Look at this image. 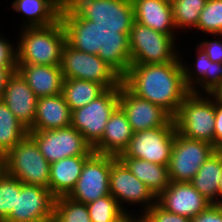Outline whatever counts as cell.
Instances as JSON below:
<instances>
[{
    "label": "cell",
    "mask_w": 222,
    "mask_h": 222,
    "mask_svg": "<svg viewBox=\"0 0 222 222\" xmlns=\"http://www.w3.org/2000/svg\"><path fill=\"white\" fill-rule=\"evenodd\" d=\"M64 3L79 17L99 27L122 28L130 35L135 22L132 0H64Z\"/></svg>",
    "instance_id": "8992f818"
},
{
    "label": "cell",
    "mask_w": 222,
    "mask_h": 222,
    "mask_svg": "<svg viewBox=\"0 0 222 222\" xmlns=\"http://www.w3.org/2000/svg\"><path fill=\"white\" fill-rule=\"evenodd\" d=\"M4 171L23 184L49 189L50 163L29 135L4 156Z\"/></svg>",
    "instance_id": "5b68a950"
},
{
    "label": "cell",
    "mask_w": 222,
    "mask_h": 222,
    "mask_svg": "<svg viewBox=\"0 0 222 222\" xmlns=\"http://www.w3.org/2000/svg\"><path fill=\"white\" fill-rule=\"evenodd\" d=\"M15 69L38 98L62 93L64 77L60 65L15 64Z\"/></svg>",
    "instance_id": "ffe728a7"
},
{
    "label": "cell",
    "mask_w": 222,
    "mask_h": 222,
    "mask_svg": "<svg viewBox=\"0 0 222 222\" xmlns=\"http://www.w3.org/2000/svg\"><path fill=\"white\" fill-rule=\"evenodd\" d=\"M106 88L98 83L82 79H64L62 94L71 112L99 97Z\"/></svg>",
    "instance_id": "83f0119b"
},
{
    "label": "cell",
    "mask_w": 222,
    "mask_h": 222,
    "mask_svg": "<svg viewBox=\"0 0 222 222\" xmlns=\"http://www.w3.org/2000/svg\"><path fill=\"white\" fill-rule=\"evenodd\" d=\"M60 69L64 79L98 82L106 89L122 84V77L98 55L78 51L67 43L63 46Z\"/></svg>",
    "instance_id": "ba28073f"
},
{
    "label": "cell",
    "mask_w": 222,
    "mask_h": 222,
    "mask_svg": "<svg viewBox=\"0 0 222 222\" xmlns=\"http://www.w3.org/2000/svg\"><path fill=\"white\" fill-rule=\"evenodd\" d=\"M14 70L15 67H7L2 72H0V99L6 87L7 80Z\"/></svg>",
    "instance_id": "ab89813d"
},
{
    "label": "cell",
    "mask_w": 222,
    "mask_h": 222,
    "mask_svg": "<svg viewBox=\"0 0 222 222\" xmlns=\"http://www.w3.org/2000/svg\"><path fill=\"white\" fill-rule=\"evenodd\" d=\"M110 170L111 155L93 153L85 161L80 177L67 197L89 204L98 198L110 195Z\"/></svg>",
    "instance_id": "5bb4252c"
},
{
    "label": "cell",
    "mask_w": 222,
    "mask_h": 222,
    "mask_svg": "<svg viewBox=\"0 0 222 222\" xmlns=\"http://www.w3.org/2000/svg\"><path fill=\"white\" fill-rule=\"evenodd\" d=\"M130 212L131 213H127L124 217H122L117 222H143L141 216H139L140 213H138V215H136L137 213H135V215H134V213L132 211H130Z\"/></svg>",
    "instance_id": "60d3db41"
},
{
    "label": "cell",
    "mask_w": 222,
    "mask_h": 222,
    "mask_svg": "<svg viewBox=\"0 0 222 222\" xmlns=\"http://www.w3.org/2000/svg\"><path fill=\"white\" fill-rule=\"evenodd\" d=\"M175 37L134 22L129 35L131 64L173 62L181 51L175 48Z\"/></svg>",
    "instance_id": "52a82bcc"
},
{
    "label": "cell",
    "mask_w": 222,
    "mask_h": 222,
    "mask_svg": "<svg viewBox=\"0 0 222 222\" xmlns=\"http://www.w3.org/2000/svg\"><path fill=\"white\" fill-rule=\"evenodd\" d=\"M119 106V87L106 89L86 106L72 111L71 126L93 148L102 138L110 115Z\"/></svg>",
    "instance_id": "9c48e42d"
},
{
    "label": "cell",
    "mask_w": 222,
    "mask_h": 222,
    "mask_svg": "<svg viewBox=\"0 0 222 222\" xmlns=\"http://www.w3.org/2000/svg\"><path fill=\"white\" fill-rule=\"evenodd\" d=\"M213 95L220 101H222V84L213 92Z\"/></svg>",
    "instance_id": "b9f144b4"
},
{
    "label": "cell",
    "mask_w": 222,
    "mask_h": 222,
    "mask_svg": "<svg viewBox=\"0 0 222 222\" xmlns=\"http://www.w3.org/2000/svg\"><path fill=\"white\" fill-rule=\"evenodd\" d=\"M118 158L147 186L156 198L169 186L168 165H160L131 157Z\"/></svg>",
    "instance_id": "484cf974"
},
{
    "label": "cell",
    "mask_w": 222,
    "mask_h": 222,
    "mask_svg": "<svg viewBox=\"0 0 222 222\" xmlns=\"http://www.w3.org/2000/svg\"><path fill=\"white\" fill-rule=\"evenodd\" d=\"M119 107L126 114L133 133L162 127L172 118L160 106L137 97L123 83L119 87Z\"/></svg>",
    "instance_id": "2e32d148"
},
{
    "label": "cell",
    "mask_w": 222,
    "mask_h": 222,
    "mask_svg": "<svg viewBox=\"0 0 222 222\" xmlns=\"http://www.w3.org/2000/svg\"><path fill=\"white\" fill-rule=\"evenodd\" d=\"M162 1H165V2H167L169 4H172L174 0H162Z\"/></svg>",
    "instance_id": "f6af8a7d"
},
{
    "label": "cell",
    "mask_w": 222,
    "mask_h": 222,
    "mask_svg": "<svg viewBox=\"0 0 222 222\" xmlns=\"http://www.w3.org/2000/svg\"><path fill=\"white\" fill-rule=\"evenodd\" d=\"M173 120L176 132L182 136L214 146L215 96L213 94L190 92L180 104Z\"/></svg>",
    "instance_id": "277c9868"
},
{
    "label": "cell",
    "mask_w": 222,
    "mask_h": 222,
    "mask_svg": "<svg viewBox=\"0 0 222 222\" xmlns=\"http://www.w3.org/2000/svg\"><path fill=\"white\" fill-rule=\"evenodd\" d=\"M15 45V64L60 65L66 34L57 21L46 27L21 28Z\"/></svg>",
    "instance_id": "3957f363"
},
{
    "label": "cell",
    "mask_w": 222,
    "mask_h": 222,
    "mask_svg": "<svg viewBox=\"0 0 222 222\" xmlns=\"http://www.w3.org/2000/svg\"><path fill=\"white\" fill-rule=\"evenodd\" d=\"M214 147L222 150V101L215 97Z\"/></svg>",
    "instance_id": "f35d334b"
},
{
    "label": "cell",
    "mask_w": 222,
    "mask_h": 222,
    "mask_svg": "<svg viewBox=\"0 0 222 222\" xmlns=\"http://www.w3.org/2000/svg\"><path fill=\"white\" fill-rule=\"evenodd\" d=\"M39 151L51 164L66 157L91 156L94 151L74 127L28 132Z\"/></svg>",
    "instance_id": "8fae6325"
},
{
    "label": "cell",
    "mask_w": 222,
    "mask_h": 222,
    "mask_svg": "<svg viewBox=\"0 0 222 222\" xmlns=\"http://www.w3.org/2000/svg\"><path fill=\"white\" fill-rule=\"evenodd\" d=\"M89 157H66L50 164L49 190L55 198L68 196L71 193Z\"/></svg>",
    "instance_id": "d4e9b609"
},
{
    "label": "cell",
    "mask_w": 222,
    "mask_h": 222,
    "mask_svg": "<svg viewBox=\"0 0 222 222\" xmlns=\"http://www.w3.org/2000/svg\"><path fill=\"white\" fill-rule=\"evenodd\" d=\"M64 0H14L12 8L23 14L21 27H46L60 20Z\"/></svg>",
    "instance_id": "cb8c5ba5"
},
{
    "label": "cell",
    "mask_w": 222,
    "mask_h": 222,
    "mask_svg": "<svg viewBox=\"0 0 222 222\" xmlns=\"http://www.w3.org/2000/svg\"><path fill=\"white\" fill-rule=\"evenodd\" d=\"M216 150L209 143L188 139L176 132L168 164L170 182H190Z\"/></svg>",
    "instance_id": "7c38bea8"
},
{
    "label": "cell",
    "mask_w": 222,
    "mask_h": 222,
    "mask_svg": "<svg viewBox=\"0 0 222 222\" xmlns=\"http://www.w3.org/2000/svg\"><path fill=\"white\" fill-rule=\"evenodd\" d=\"M55 197L48 188L22 183L15 208L3 222H48L53 220Z\"/></svg>",
    "instance_id": "9a60e30c"
},
{
    "label": "cell",
    "mask_w": 222,
    "mask_h": 222,
    "mask_svg": "<svg viewBox=\"0 0 222 222\" xmlns=\"http://www.w3.org/2000/svg\"><path fill=\"white\" fill-rule=\"evenodd\" d=\"M222 176V150H216L202 164L190 183L212 204H219L218 184Z\"/></svg>",
    "instance_id": "4316f807"
},
{
    "label": "cell",
    "mask_w": 222,
    "mask_h": 222,
    "mask_svg": "<svg viewBox=\"0 0 222 222\" xmlns=\"http://www.w3.org/2000/svg\"><path fill=\"white\" fill-rule=\"evenodd\" d=\"M191 222H222V204H210L194 218H191Z\"/></svg>",
    "instance_id": "74e56055"
},
{
    "label": "cell",
    "mask_w": 222,
    "mask_h": 222,
    "mask_svg": "<svg viewBox=\"0 0 222 222\" xmlns=\"http://www.w3.org/2000/svg\"><path fill=\"white\" fill-rule=\"evenodd\" d=\"M4 171V160H0V175Z\"/></svg>",
    "instance_id": "ee69618b"
},
{
    "label": "cell",
    "mask_w": 222,
    "mask_h": 222,
    "mask_svg": "<svg viewBox=\"0 0 222 222\" xmlns=\"http://www.w3.org/2000/svg\"><path fill=\"white\" fill-rule=\"evenodd\" d=\"M28 135V129L0 99V152L5 156Z\"/></svg>",
    "instance_id": "f1b7e54d"
},
{
    "label": "cell",
    "mask_w": 222,
    "mask_h": 222,
    "mask_svg": "<svg viewBox=\"0 0 222 222\" xmlns=\"http://www.w3.org/2000/svg\"><path fill=\"white\" fill-rule=\"evenodd\" d=\"M122 83L137 97L160 106L172 118L190 93L180 55L168 63L131 64Z\"/></svg>",
    "instance_id": "7a4b0ae2"
},
{
    "label": "cell",
    "mask_w": 222,
    "mask_h": 222,
    "mask_svg": "<svg viewBox=\"0 0 222 222\" xmlns=\"http://www.w3.org/2000/svg\"><path fill=\"white\" fill-rule=\"evenodd\" d=\"M195 29L212 36L222 35V0H207Z\"/></svg>",
    "instance_id": "d6a6232c"
},
{
    "label": "cell",
    "mask_w": 222,
    "mask_h": 222,
    "mask_svg": "<svg viewBox=\"0 0 222 222\" xmlns=\"http://www.w3.org/2000/svg\"><path fill=\"white\" fill-rule=\"evenodd\" d=\"M71 110L63 94L39 97L32 128L28 132L60 129L71 125Z\"/></svg>",
    "instance_id": "44dd1931"
},
{
    "label": "cell",
    "mask_w": 222,
    "mask_h": 222,
    "mask_svg": "<svg viewBox=\"0 0 222 222\" xmlns=\"http://www.w3.org/2000/svg\"><path fill=\"white\" fill-rule=\"evenodd\" d=\"M132 3L135 22L163 34L178 35L174 32L177 30L173 21L171 4L162 0H132Z\"/></svg>",
    "instance_id": "603a6c76"
},
{
    "label": "cell",
    "mask_w": 222,
    "mask_h": 222,
    "mask_svg": "<svg viewBox=\"0 0 222 222\" xmlns=\"http://www.w3.org/2000/svg\"><path fill=\"white\" fill-rule=\"evenodd\" d=\"M214 36V40H203L199 42L198 45L205 51L212 62L222 63V40L218 39V36L220 38L222 35L215 34Z\"/></svg>",
    "instance_id": "8d00e7d4"
},
{
    "label": "cell",
    "mask_w": 222,
    "mask_h": 222,
    "mask_svg": "<svg viewBox=\"0 0 222 222\" xmlns=\"http://www.w3.org/2000/svg\"><path fill=\"white\" fill-rule=\"evenodd\" d=\"M133 136L126 114L118 106L106 123L101 140L92 148L94 153L118 157L128 147Z\"/></svg>",
    "instance_id": "7402d4cb"
},
{
    "label": "cell",
    "mask_w": 222,
    "mask_h": 222,
    "mask_svg": "<svg viewBox=\"0 0 222 222\" xmlns=\"http://www.w3.org/2000/svg\"><path fill=\"white\" fill-rule=\"evenodd\" d=\"M219 204H222V176L218 184Z\"/></svg>",
    "instance_id": "7bdbcfd3"
},
{
    "label": "cell",
    "mask_w": 222,
    "mask_h": 222,
    "mask_svg": "<svg viewBox=\"0 0 222 222\" xmlns=\"http://www.w3.org/2000/svg\"><path fill=\"white\" fill-rule=\"evenodd\" d=\"M196 46L197 50L195 52L198 56L195 58V65L194 63L193 65L190 64L191 67L189 68V64L185 61L183 62L182 57H180L186 87L193 93H202L201 88L204 93L213 94L222 84V63L212 62L205 51L198 44Z\"/></svg>",
    "instance_id": "d6986e66"
},
{
    "label": "cell",
    "mask_w": 222,
    "mask_h": 222,
    "mask_svg": "<svg viewBox=\"0 0 222 222\" xmlns=\"http://www.w3.org/2000/svg\"><path fill=\"white\" fill-rule=\"evenodd\" d=\"M175 134L176 127L173 118L162 127L133 133L128 147L118 157H131L160 165H168Z\"/></svg>",
    "instance_id": "30bf717a"
},
{
    "label": "cell",
    "mask_w": 222,
    "mask_h": 222,
    "mask_svg": "<svg viewBox=\"0 0 222 222\" xmlns=\"http://www.w3.org/2000/svg\"><path fill=\"white\" fill-rule=\"evenodd\" d=\"M206 3L207 0H174L171 7L176 30L195 29Z\"/></svg>",
    "instance_id": "f546056e"
},
{
    "label": "cell",
    "mask_w": 222,
    "mask_h": 222,
    "mask_svg": "<svg viewBox=\"0 0 222 222\" xmlns=\"http://www.w3.org/2000/svg\"><path fill=\"white\" fill-rule=\"evenodd\" d=\"M86 205L92 222H117L127 214L111 194Z\"/></svg>",
    "instance_id": "1f68e13d"
},
{
    "label": "cell",
    "mask_w": 222,
    "mask_h": 222,
    "mask_svg": "<svg viewBox=\"0 0 222 222\" xmlns=\"http://www.w3.org/2000/svg\"><path fill=\"white\" fill-rule=\"evenodd\" d=\"M60 20L66 34V43L74 49L98 55L122 78L131 66L129 35L122 28H107L79 18L65 3Z\"/></svg>",
    "instance_id": "6da1fadb"
},
{
    "label": "cell",
    "mask_w": 222,
    "mask_h": 222,
    "mask_svg": "<svg viewBox=\"0 0 222 222\" xmlns=\"http://www.w3.org/2000/svg\"><path fill=\"white\" fill-rule=\"evenodd\" d=\"M143 222H191V219L165 211L157 203L141 215Z\"/></svg>",
    "instance_id": "e575fe53"
},
{
    "label": "cell",
    "mask_w": 222,
    "mask_h": 222,
    "mask_svg": "<svg viewBox=\"0 0 222 222\" xmlns=\"http://www.w3.org/2000/svg\"><path fill=\"white\" fill-rule=\"evenodd\" d=\"M53 220L55 222H92L87 205L67 196L55 199Z\"/></svg>",
    "instance_id": "4dcf8cb0"
},
{
    "label": "cell",
    "mask_w": 222,
    "mask_h": 222,
    "mask_svg": "<svg viewBox=\"0 0 222 222\" xmlns=\"http://www.w3.org/2000/svg\"><path fill=\"white\" fill-rule=\"evenodd\" d=\"M0 160H4V155L0 152Z\"/></svg>",
    "instance_id": "bcb514c9"
},
{
    "label": "cell",
    "mask_w": 222,
    "mask_h": 222,
    "mask_svg": "<svg viewBox=\"0 0 222 222\" xmlns=\"http://www.w3.org/2000/svg\"><path fill=\"white\" fill-rule=\"evenodd\" d=\"M110 194L118 201L120 207L130 213L124 203L143 205L141 214L156 203V197L116 156L111 155V170L109 176ZM141 203V204H140ZM126 208V209H125Z\"/></svg>",
    "instance_id": "4fadbf2b"
},
{
    "label": "cell",
    "mask_w": 222,
    "mask_h": 222,
    "mask_svg": "<svg viewBox=\"0 0 222 222\" xmlns=\"http://www.w3.org/2000/svg\"><path fill=\"white\" fill-rule=\"evenodd\" d=\"M15 67V44L0 34V72Z\"/></svg>",
    "instance_id": "d590c367"
},
{
    "label": "cell",
    "mask_w": 222,
    "mask_h": 222,
    "mask_svg": "<svg viewBox=\"0 0 222 222\" xmlns=\"http://www.w3.org/2000/svg\"><path fill=\"white\" fill-rule=\"evenodd\" d=\"M22 182L5 171L0 175V222H3L15 208L16 192H20Z\"/></svg>",
    "instance_id": "836d02e7"
},
{
    "label": "cell",
    "mask_w": 222,
    "mask_h": 222,
    "mask_svg": "<svg viewBox=\"0 0 222 222\" xmlns=\"http://www.w3.org/2000/svg\"><path fill=\"white\" fill-rule=\"evenodd\" d=\"M156 203L167 212L190 219L212 204L190 182H170Z\"/></svg>",
    "instance_id": "e0dca14e"
},
{
    "label": "cell",
    "mask_w": 222,
    "mask_h": 222,
    "mask_svg": "<svg viewBox=\"0 0 222 222\" xmlns=\"http://www.w3.org/2000/svg\"><path fill=\"white\" fill-rule=\"evenodd\" d=\"M38 97L15 69L9 76L1 100L28 129L32 128Z\"/></svg>",
    "instance_id": "ac0fdd59"
}]
</instances>
